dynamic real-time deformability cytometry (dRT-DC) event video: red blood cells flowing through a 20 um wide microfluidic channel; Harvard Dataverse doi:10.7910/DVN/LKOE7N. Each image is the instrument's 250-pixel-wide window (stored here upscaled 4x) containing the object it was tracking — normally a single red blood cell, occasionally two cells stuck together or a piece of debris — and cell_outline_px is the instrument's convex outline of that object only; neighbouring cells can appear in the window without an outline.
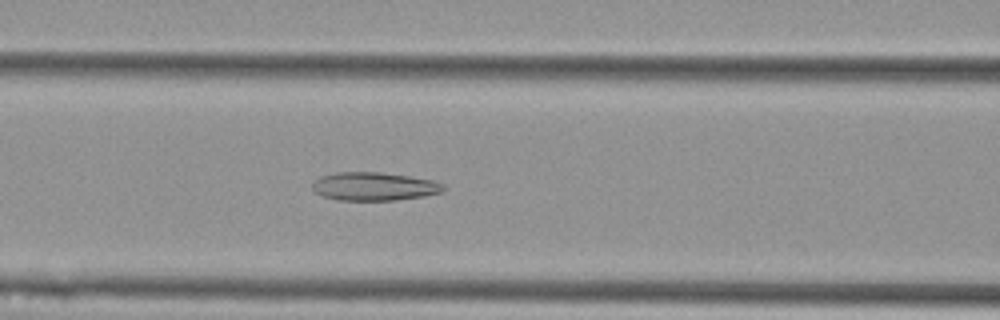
{"species": "Egyptian fruit bat (a non-hibernating species)", "species_latin": "Rousettus aegyptiacus", "temperature_condition": "cold", "stored_images_in_passage": 52, "camera_frame_rate_fps": 3000, "um_per_image_px": 0.085, "animal": {"sex": "female"}, "frame": {"image": 1, "passage_image": 24, "time_ms": 7.667, "image_size_px": [1000, 320], "cell_outline_px": [[444, 192], [424, 196], [396, 200], [336, 200], [312, 192], [312, 180], [320, 176], [336, 172], [380, 172], [412, 176], [432, 180], [444, 184]], "centroid_in_image_um": [31.77, 15.84], "position_along_channel_um": 134.8, "area_um2": 21.96}}
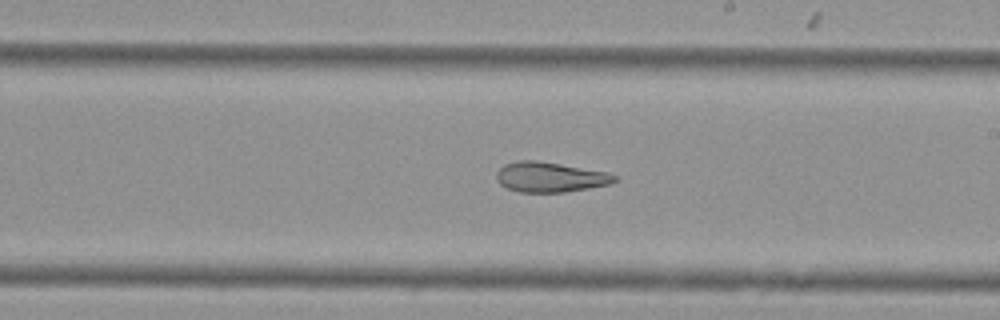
{"frame": {"image": 2, "passage_image": 33, "time_ms": 10.667, "image_size_px": [1000, 320], "cell_outline_px": [[620, 180], [612, 184], [564, 192], [520, 192], [508, 188], [500, 184], [496, 180], [496, 172], [504, 164], [516, 160], [536, 160], [560, 164], [604, 172], [616, 176]], "centroid_in_image_um": [46.73, 15.05], "position_along_channel_um": 242.3, "area_um2": 20.63}}
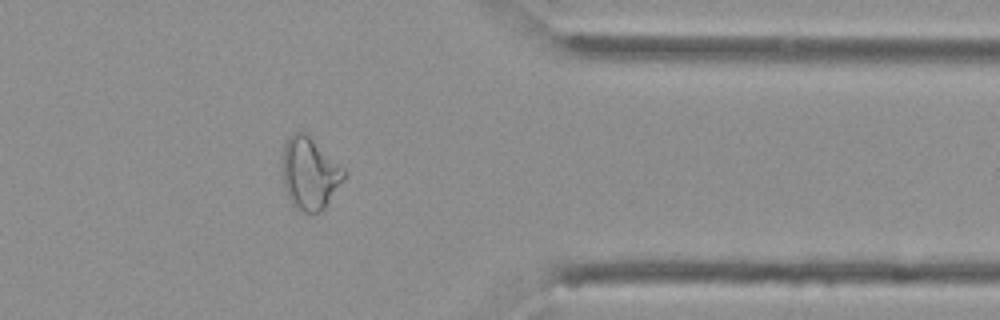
{"frame": {"image": 3, "passage_image": 46, "time_ms": 15.0, "image_size_px": [1000, 320], "cell_outline_px": [[348, 172], [344, 180], [324, 208], [320, 212], [300, 212], [292, 204], [284, 184], [284, 144], [296, 132], [304, 132], [344, 168]], "centroid_in_image_um": [26.37, 14.78], "position_along_channel_um": 385.0, "area_um2": 25.2}}